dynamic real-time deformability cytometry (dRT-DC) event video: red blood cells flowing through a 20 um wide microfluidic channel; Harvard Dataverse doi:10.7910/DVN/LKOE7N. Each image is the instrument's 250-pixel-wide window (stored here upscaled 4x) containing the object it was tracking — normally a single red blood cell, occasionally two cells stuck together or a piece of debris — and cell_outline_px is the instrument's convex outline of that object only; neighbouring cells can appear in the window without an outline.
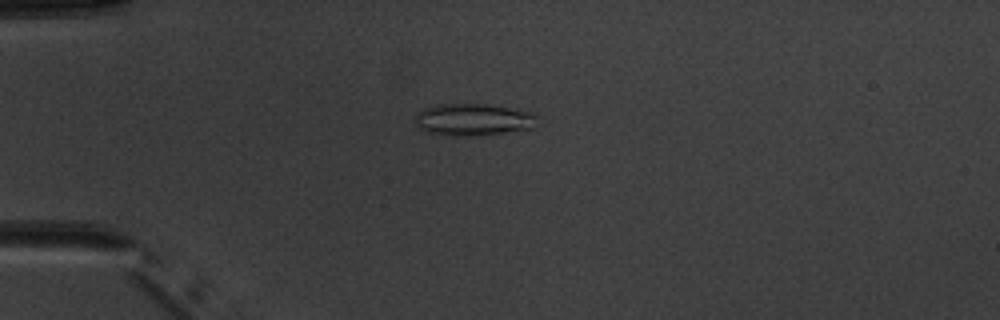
{"species": "common noctule bat (a hibernating species)", "species_latin": "Nyctalus noctula", "temperature_condition": "warm", "stored_images_in_passage": 5, "camera_frame_rate_fps": 3000, "um_per_image_px": 0.085, "animal": {"sex": "male", "body_mass_g": 20.1, "forearm_length_mm": 53.5}, "frame": {"image": 1, "passage_image": 3, "time_ms": 3.333, "image_size_px": [1000, 320], "cell_outline_px": [[536, 116], [532, 128], [476, 136], [448, 136], [428, 132], [420, 128], [416, 124], [416, 112], [424, 108], [440, 104], [488, 104], [536, 112]], "centroid_in_image_um": [40.21, 10.16], "position_along_channel_um": 44.8, "area_um2": 22.83}}
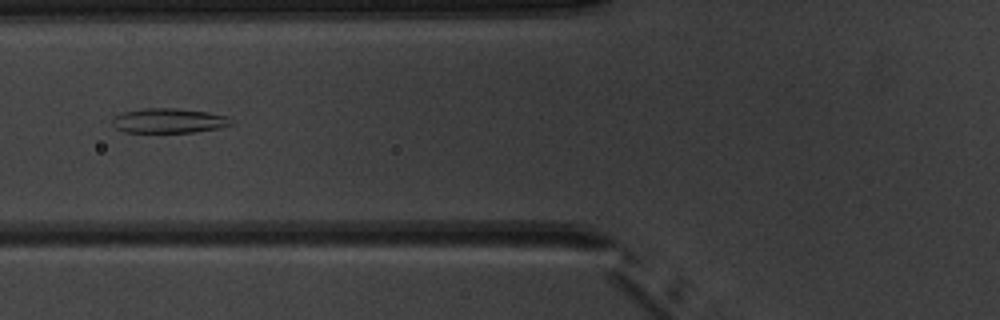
{"frame": {"image": 2, "passage_image": 5, "time_ms": 5.667, "image_size_px": [1000, 320], "cell_outline_px": [[236, 124], [220, 128], [192, 132], [124, 132], [116, 128], [112, 124], [112, 116], [120, 112], [144, 108], [176, 108], [208, 112], [228, 116]], "centroid_in_image_um": [14.35, 10.25], "position_along_channel_um": 111.5, "area_um2": 17.4}}